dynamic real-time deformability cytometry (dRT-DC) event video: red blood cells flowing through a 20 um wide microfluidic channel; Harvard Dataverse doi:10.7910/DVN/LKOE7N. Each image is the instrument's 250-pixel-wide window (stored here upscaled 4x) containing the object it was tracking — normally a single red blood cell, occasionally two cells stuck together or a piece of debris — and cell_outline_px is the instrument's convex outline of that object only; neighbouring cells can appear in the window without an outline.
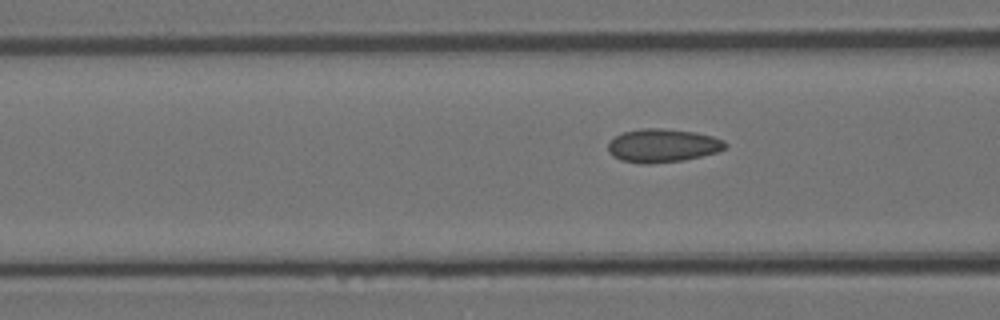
{"species": "Egyptian fruit bat (a non-hibernating species)", "species_latin": "Rousettus aegyptiacus", "temperature_condition": "room temperature", "stored_images_in_passage": 5, "camera_frame_rate_fps": 3000, "um_per_image_px": 0.085, "animal": {"sex": "female"}, "frame": {"image": 1, "passage_image": 5, "time_ms": 1.333, "image_size_px": [1000, 320], "cell_outline_px": [[728, 144], [724, 148], [716, 152], [684, 160], [648, 164], [640, 164], [620, 160], [612, 156], [608, 152], [608, 144], [616, 136], [624, 132], [640, 128], [660, 128], [696, 132], [712, 136], [724, 140]], "centroid_in_image_um": [56.3, 12.38], "position_along_channel_um": 110.3, "area_um2": 22.83}}